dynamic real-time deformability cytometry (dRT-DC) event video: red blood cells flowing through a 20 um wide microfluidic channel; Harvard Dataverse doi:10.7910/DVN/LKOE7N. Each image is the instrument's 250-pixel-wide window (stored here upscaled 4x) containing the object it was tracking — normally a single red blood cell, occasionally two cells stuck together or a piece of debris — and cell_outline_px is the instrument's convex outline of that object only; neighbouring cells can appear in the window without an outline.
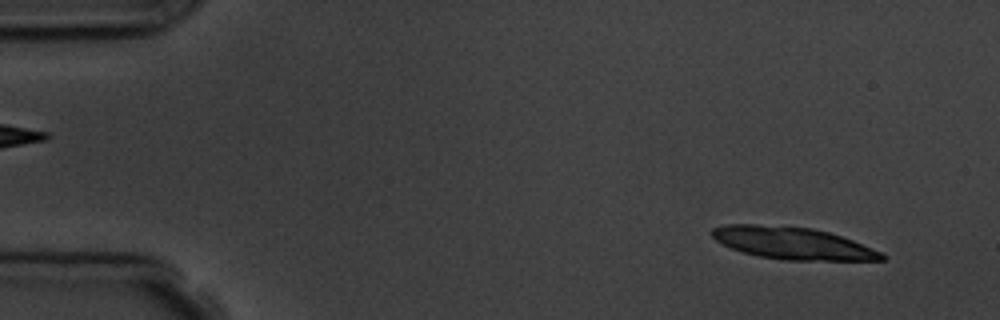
{"species": "common noctule bat (a hibernating species)", "species_latin": "Nyctalus noctula", "temperature_condition": "room temperature", "stored_images_in_passage": 4, "camera_frame_rate_fps": 3000, "um_per_image_px": 0.085, "animal": {"sex": "male", "body_mass_g": 19.5, "forearm_length_mm": 54.6}, "frame": {"image": 1, "passage_image": 1, "time_ms": 0.0, "image_size_px": [1000, 320], "cell_outline_px": [[888, 256], [884, 260], [784, 260], [760, 256], [744, 252], [732, 248], [716, 240], [708, 232], [712, 228], [724, 224], [756, 224], [812, 228], [828, 232], [852, 240], [880, 252]], "centroid_in_image_um": [67.34, 20.66], "position_along_channel_um": 17.7, "area_um2": 31.5}}